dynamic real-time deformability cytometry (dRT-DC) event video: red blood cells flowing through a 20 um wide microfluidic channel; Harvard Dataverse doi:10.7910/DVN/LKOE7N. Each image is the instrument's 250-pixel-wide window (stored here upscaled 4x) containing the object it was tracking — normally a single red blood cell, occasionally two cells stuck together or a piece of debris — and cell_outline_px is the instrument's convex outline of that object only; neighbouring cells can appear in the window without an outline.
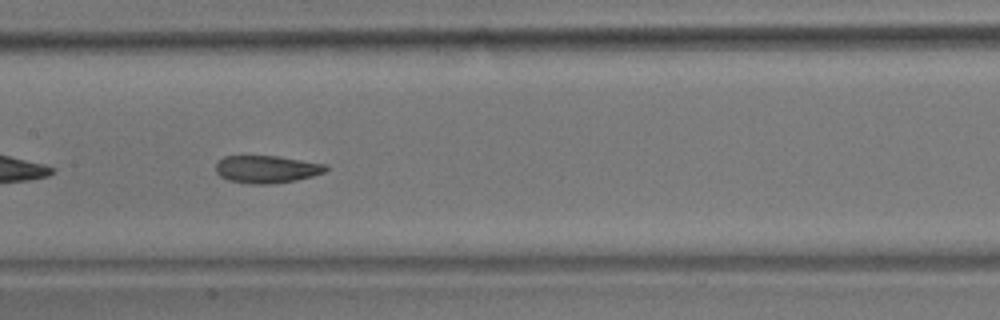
{"species": "common noctule bat (a hibernating species)", "species_latin": "Nyctalus noctula", "temperature_condition": "room temperature", "stored_images_in_passage": 41, "camera_frame_rate_fps": 3000, "um_per_image_px": 0.085, "animal": {"sex": "male", "body_mass_g": 17.9}, "frame": {"image": 1, "passage_image": 12, "time_ms": 3.667, "image_size_px": [1000, 320], "cell_outline_px": [[328, 168], [324, 172], [312, 176], [296, 180], [268, 184], [252, 184], [228, 180], [220, 176], [216, 172], [216, 164], [224, 156], [276, 156], [324, 164]], "centroid_in_image_um": [22.64, 14.39], "position_along_channel_um": 184.8, "area_um2": 17.4}, "authors_computed_cell_mechanics": {"area_um2": 18.496, "velocity_mm_per_s": 3.5254, "shape_relaxation_time_tau1_ms": 5.5035, "shape_relaxation_time_tau2_ms": 1.9184, "deformation_change_tau1": 0.1439, "deformation_change_tau2": 0.0869}}